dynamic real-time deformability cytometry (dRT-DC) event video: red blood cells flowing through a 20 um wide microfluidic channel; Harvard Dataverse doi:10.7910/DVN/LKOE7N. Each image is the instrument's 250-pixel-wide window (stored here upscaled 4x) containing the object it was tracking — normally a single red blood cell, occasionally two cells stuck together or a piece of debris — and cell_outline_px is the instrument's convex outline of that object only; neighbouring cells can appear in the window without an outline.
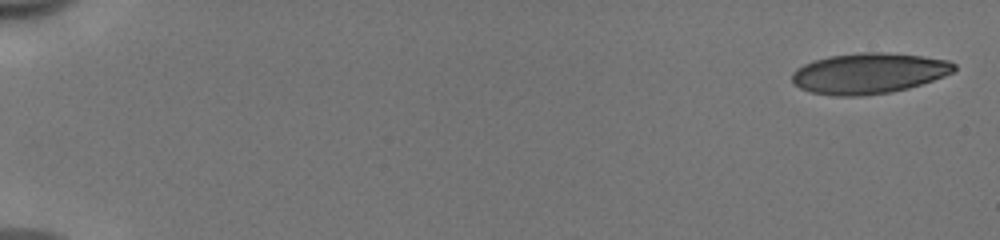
{"species": "human", "species_latin": "Homo sapiens", "temperature_condition": "cold", "stored_images_in_passage": 11, "camera_frame_rate_fps": 3000, "um_per_image_px": 0.085, "donor": {"sex": "male"}, "frame": {"image": 1, "passage_image": 1, "time_ms": 0.0, "image_size_px": [1000, 240], "cell_outline_px": [[956, 68], [952, 72], [944, 76], [908, 88], [892, 92], [864, 96], [836, 96], [812, 92], [800, 88], [792, 80], [792, 72], [796, 68], [812, 60], [832, 56], [860, 52], [880, 52], [920, 56], [948, 60], [956, 64]], "centroid_in_image_um": [73.83, 6.23], "position_along_channel_um": 11.2, "area_um2": 38.26}}
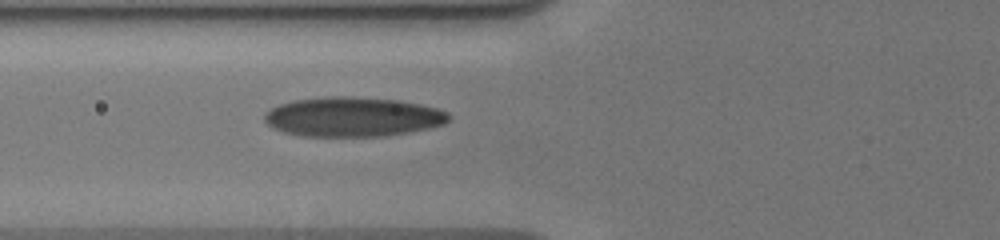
{"frame": {"image": 2, "passage_image": 11, "time_ms": 3.333, "image_size_px": [1000, 240], "cell_outline_px": [[452, 116], [444, 124], [428, 128], [388, 136], [304, 136], [284, 132], [272, 128], [264, 120], [264, 112], [280, 104], [296, 100], [332, 96], [348, 96], [400, 100], [420, 104], [436, 108], [448, 112]], "centroid_in_image_um": [30.0, 9.93], "position_along_channel_um": 95.8, "area_um2": 42.48}}